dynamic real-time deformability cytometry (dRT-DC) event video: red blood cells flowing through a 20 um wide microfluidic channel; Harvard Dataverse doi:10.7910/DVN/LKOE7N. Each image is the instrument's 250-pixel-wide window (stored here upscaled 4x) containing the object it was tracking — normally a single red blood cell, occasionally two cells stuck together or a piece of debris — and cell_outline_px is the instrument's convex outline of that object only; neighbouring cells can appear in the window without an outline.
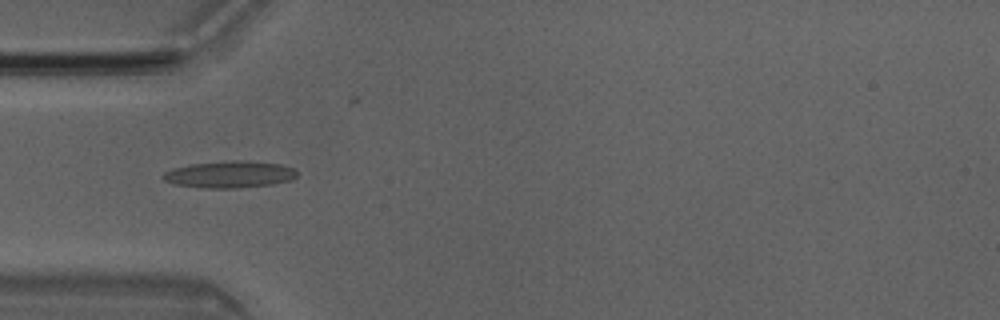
{"species": "Egyptian fruit bat (a non-hibernating species)", "species_latin": "Rousettus aegyptiacus", "temperature_condition": "room temperature", "stored_images_in_passage": 7, "camera_frame_rate_fps": 3000, "um_per_image_px": 0.085, "animal": {"sex": "male"}, "frame": {"image": 1, "passage_image": 5, "time_ms": 1.333, "image_size_px": [1000, 320], "cell_outline_px": [[296, 176], [292, 180], [272, 184], [236, 188], [200, 188], [172, 184], [164, 180], [160, 176], [164, 172], [172, 168], [192, 164], [232, 160], [248, 160], [280, 164], [292, 168], [296, 172]], "centroid_in_image_um": [19.47, 14.83], "position_along_channel_um": 65.5, "area_um2": 21.1}}